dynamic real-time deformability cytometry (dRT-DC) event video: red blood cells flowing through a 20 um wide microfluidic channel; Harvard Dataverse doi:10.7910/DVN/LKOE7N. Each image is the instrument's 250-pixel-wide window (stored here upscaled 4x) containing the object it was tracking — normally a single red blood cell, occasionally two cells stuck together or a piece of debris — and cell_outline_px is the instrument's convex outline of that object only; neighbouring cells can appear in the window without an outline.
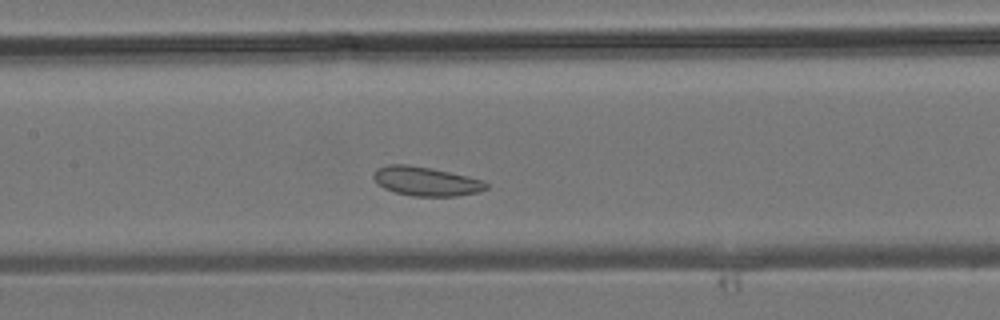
{"species": "common noctule bat (a hibernating species)", "species_latin": "Nyctalus noctula", "temperature_condition": "room temperature", "stored_images_in_passage": 29, "camera_frame_rate_fps": 3000, "um_per_image_px": 0.085, "animal": {"sex": "male", "body_mass_g": 19.2, "forearm_length_mm": 51.8}, "frame": {"image": 1, "passage_image": 9, "time_ms": 2.667, "image_size_px": [1000, 320], "cell_outline_px": [[492, 184], [488, 188], [480, 192], [456, 196], [412, 196], [396, 192], [384, 188], [372, 176], [376, 168], [388, 164], [408, 164], [432, 168], [468, 176], [484, 180]], "centroid_in_image_um": [36.27, 15.4], "position_along_channel_um": 171.1, "area_um2": 19.31}}
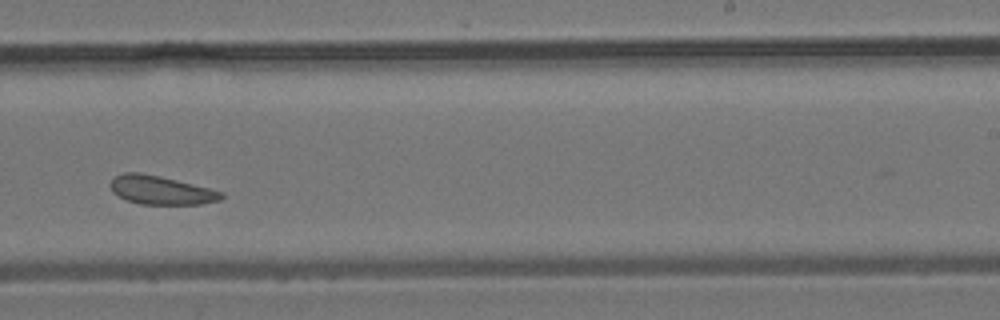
{"frame": {"image": 2, "passage_image": 15, "time_ms": 4.667, "image_size_px": [1000, 320], "cell_outline_px": [[224, 196], [220, 200], [200, 204], [140, 204], [128, 200], [112, 192], [108, 184], [112, 176], [124, 172], [140, 172], [160, 176], [224, 192]], "centroid_in_image_um": [13.62, 16.15], "position_along_channel_um": 275.4, "area_um2": 18.55}}
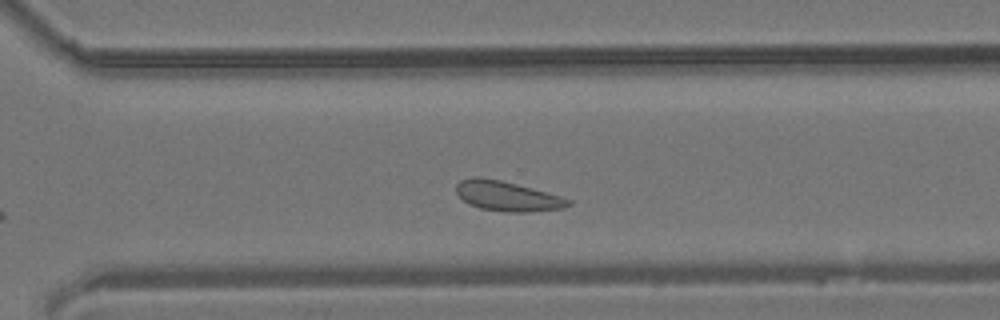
{"frame": {"image": 3, "passage_image": 18, "time_ms": 5.667, "image_size_px": [1000, 320], "cell_outline_px": [[572, 204], [564, 208], [528, 212], [508, 212], [480, 208], [468, 204], [456, 192], [456, 184], [460, 180], [472, 176], [480, 176], [500, 180], [516, 184], [560, 196], [572, 200]], "centroid_in_image_um": [43.1, 16.66], "position_along_channel_um": 327.5, "area_um2": 19.48}}